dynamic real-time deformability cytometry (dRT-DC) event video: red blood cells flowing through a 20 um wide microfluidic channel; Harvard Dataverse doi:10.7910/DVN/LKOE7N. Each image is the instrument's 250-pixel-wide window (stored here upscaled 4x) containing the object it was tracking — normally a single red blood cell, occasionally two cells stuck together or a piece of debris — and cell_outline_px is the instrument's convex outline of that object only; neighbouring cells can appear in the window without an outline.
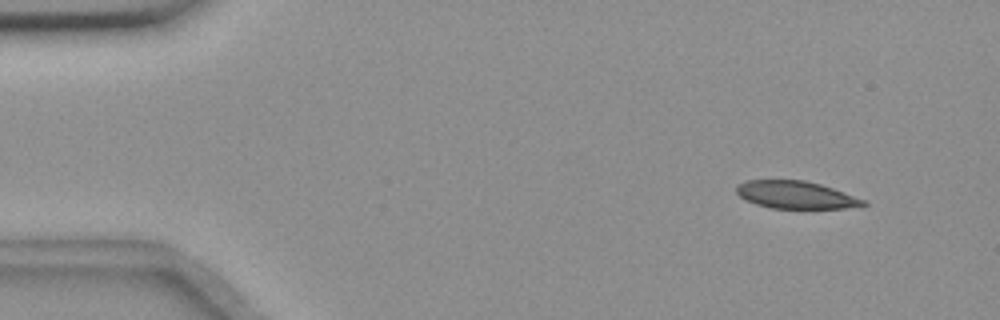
{"species": "common noctule bat (a hibernating species)", "species_latin": "Nyctalus noctula", "temperature_condition": "room temperature", "stored_images_in_passage": 6, "camera_frame_rate_fps": 3000, "um_per_image_px": 0.085, "animal": {"sex": "female", "body_mass_g": 18.4}, "frame": {"image": 1, "passage_image": 2, "time_ms": 1.333, "image_size_px": [1000, 320], "cell_outline_px": [[868, 204], [864, 208], [772, 208], [756, 204], [740, 196], [736, 192], [736, 184], [748, 180], [804, 180], [820, 184], [844, 192], [864, 200]], "centroid_in_image_um": [67.68, 16.57], "position_along_channel_um": 17.3, "area_um2": 20.35}}